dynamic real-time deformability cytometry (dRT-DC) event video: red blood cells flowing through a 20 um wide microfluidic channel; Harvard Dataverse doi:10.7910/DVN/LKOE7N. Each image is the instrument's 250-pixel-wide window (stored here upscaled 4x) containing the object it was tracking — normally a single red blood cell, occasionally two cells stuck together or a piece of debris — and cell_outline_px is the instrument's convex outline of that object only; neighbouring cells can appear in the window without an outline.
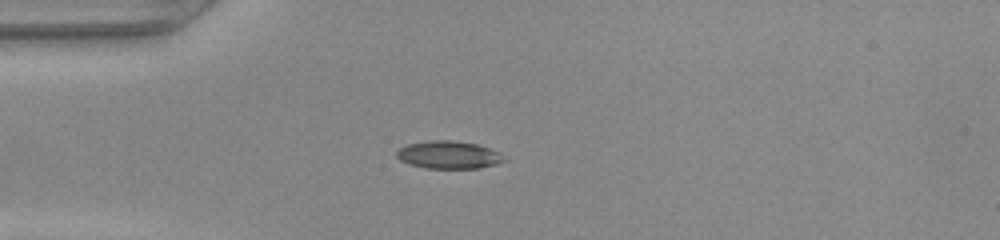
{"species": "common noctule bat (a hibernating species)", "species_latin": "Nyctalus noctula", "temperature_condition": "warm", "stored_images_in_passage": 37, "camera_frame_rate_fps": 3000, "um_per_image_px": 0.085, "animal": {"sex": "female", "body_mass_g": 22.0, "forearm_length_mm": 56.7}, "frame": {"image": 1, "passage_image": 1, "time_ms": 0.0, "image_size_px": [1000, 240], "cell_outline_px": [[508, 160], [496, 164], [480, 168], [424, 168], [408, 164], [400, 160], [396, 156], [396, 152], [400, 148], [408, 144], [428, 140], [452, 140], [476, 144], [500, 152]], "centroid_in_image_um": [38.14, 13.16], "position_along_channel_um": 46.9, "area_um2": 17.46}}
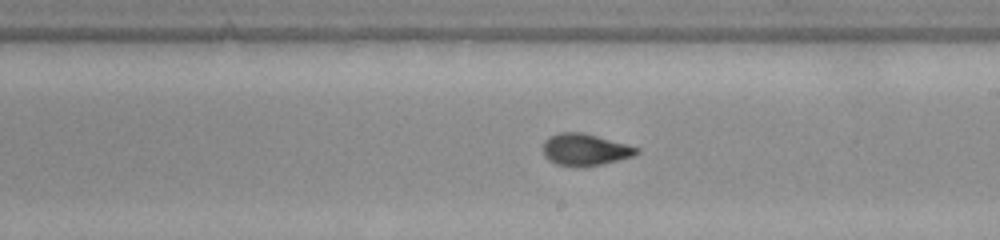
{"frame": {"image": 2, "passage_image": 16, "time_ms": 5.0, "image_size_px": [1000, 240], "cell_outline_px": [[640, 152], [632, 156], [584, 168], [576, 168], [556, 164], [548, 160], [544, 156], [544, 140], [548, 136], [560, 132], [580, 132], [596, 136], [640, 148]], "centroid_in_image_um": [49.68, 12.74], "position_along_channel_um": 239.3, "area_um2": 17.4}}
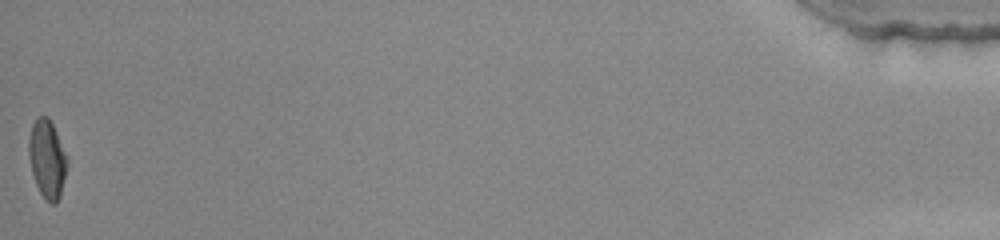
{"frame": {"image": 3, "passage_image": 37, "time_ms": 12.0, "image_size_px": [1000, 240], "cell_outline_px": [[68, 164], [60, 196], [56, 204], [52, 204], [44, 200], [36, 184], [32, 172], [28, 152], [28, 140], [32, 124], [40, 116], [48, 116], [56, 132], [68, 160]], "centroid_in_image_um": [4.0, 13.54], "position_along_channel_um": 431.2, "area_um2": 17.4}}